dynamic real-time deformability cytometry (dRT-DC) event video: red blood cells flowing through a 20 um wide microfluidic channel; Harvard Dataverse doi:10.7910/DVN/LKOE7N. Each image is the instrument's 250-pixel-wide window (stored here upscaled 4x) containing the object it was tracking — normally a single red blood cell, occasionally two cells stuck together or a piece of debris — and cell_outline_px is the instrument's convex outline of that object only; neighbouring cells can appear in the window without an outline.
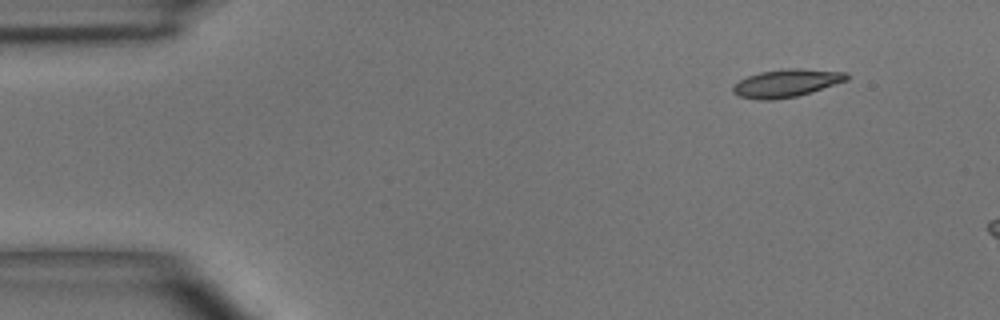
{"species": "common noctule bat (a hibernating species)", "species_latin": "Nyctalus noctula", "temperature_condition": "room temperature", "stored_images_in_passage": 3, "camera_frame_rate_fps": 3000, "um_per_image_px": 0.085, "animal": {"sex": "male", "body_mass_g": 15.6}, "frame": {"image": 1, "passage_image": 1, "time_ms": 0.0, "image_size_px": [1000, 320], "cell_outline_px": [[848, 80], [812, 92], [796, 96], [772, 100], [760, 100], [740, 96], [732, 92], [732, 88], [740, 80], [748, 76], [760, 72], [792, 68], [796, 68], [848, 72]], "centroid_in_image_um": [66.88, 7.07], "position_along_channel_um": 18.1, "area_um2": 18.26}}